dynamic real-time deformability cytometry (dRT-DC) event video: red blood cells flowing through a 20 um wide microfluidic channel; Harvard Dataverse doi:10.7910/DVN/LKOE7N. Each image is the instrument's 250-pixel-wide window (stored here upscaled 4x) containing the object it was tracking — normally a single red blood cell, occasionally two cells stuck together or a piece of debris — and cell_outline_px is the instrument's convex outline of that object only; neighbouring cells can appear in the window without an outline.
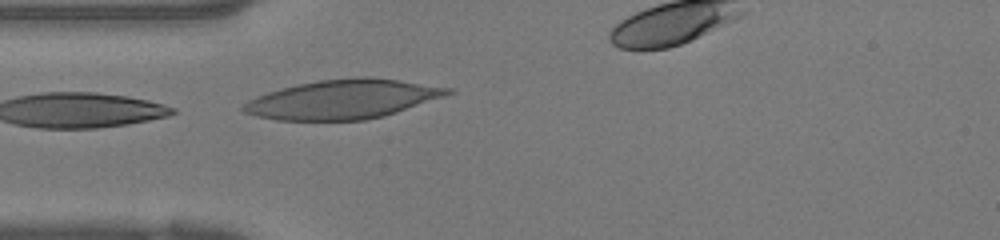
{"species": "human", "species_latin": "Homo sapiens", "temperature_condition": "warm", "stored_images_in_passage": 15, "camera_frame_rate_fps": 3000, "um_per_image_px": 0.085, "donor": {"sex": "female"}, "frame": {"image": 1, "passage_image": 10, "time_ms": 3.0, "image_size_px": [1000, 240], "cell_outline_px": [[456, 92], [384, 116], [364, 120], [276, 120], [256, 116], [244, 112], [240, 108], [248, 100], [256, 96], [280, 88], [296, 84], [316, 80], [360, 76], [372, 76], [452, 88]], "centroid_in_image_um": [29.12, 8.42], "position_along_channel_um": 55.9, "area_um2": 46.76}}